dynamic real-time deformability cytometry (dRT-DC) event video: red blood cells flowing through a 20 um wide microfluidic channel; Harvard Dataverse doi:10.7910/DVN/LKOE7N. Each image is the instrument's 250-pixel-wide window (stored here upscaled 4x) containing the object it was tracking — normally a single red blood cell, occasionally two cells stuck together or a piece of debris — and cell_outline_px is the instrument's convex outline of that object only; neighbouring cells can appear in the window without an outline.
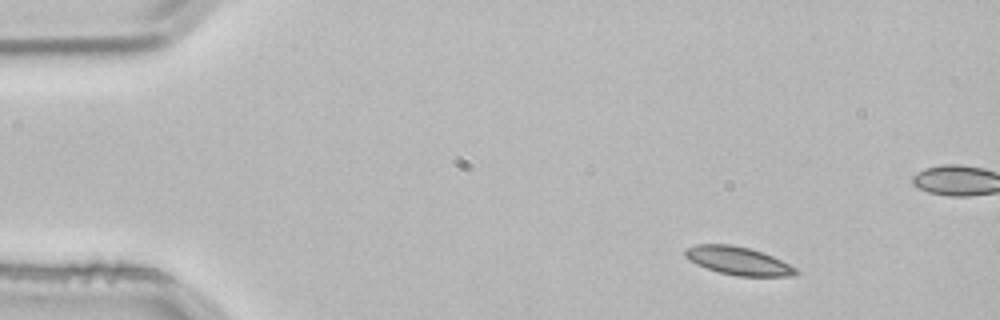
{"species": "common noctule bat (a hibernating species)", "species_latin": "Nyctalus noctula", "temperature_condition": "room temperature", "stored_images_in_passage": 5, "camera_frame_rate_fps": 3000, "um_per_image_px": 0.085, "animal": {"sex": "male", "body_mass_g": 21.5, "forearm_length_mm": 52.0}, "frame": {"image": 1, "passage_image": 1, "time_ms": 0.0, "image_size_px": [1000, 320], "cell_outline_px": [[800, 272], [792, 276], [736, 276], [720, 272], [696, 264], [688, 260], [684, 256], [684, 248], [696, 244], [732, 244], [748, 248], [772, 256], [796, 268]], "centroid_in_image_um": [62.7, 22.16], "position_along_channel_um": 22.3, "area_um2": 18.09}}